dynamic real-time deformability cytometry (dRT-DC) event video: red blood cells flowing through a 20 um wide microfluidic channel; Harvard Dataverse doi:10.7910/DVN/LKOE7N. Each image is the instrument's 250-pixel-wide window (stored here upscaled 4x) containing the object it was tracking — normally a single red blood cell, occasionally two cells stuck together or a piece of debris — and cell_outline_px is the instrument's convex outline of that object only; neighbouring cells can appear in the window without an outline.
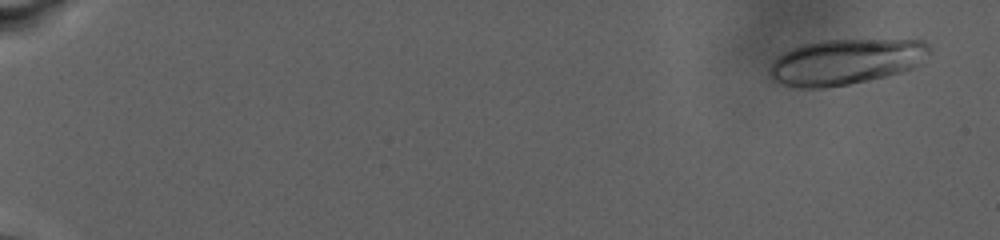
{"species": "human", "species_latin": "Homo sapiens", "temperature_condition": "warm", "stored_images_in_passage": 25, "camera_frame_rate_fps": 3000, "um_per_image_px": 0.085, "donor": {"sex": "male"}, "frame": {"image": 1, "passage_image": 1, "time_ms": 0.0, "image_size_px": [1000, 240], "cell_outline_px": [[932, 48], [924, 64], [904, 72], [868, 80], [848, 84], [824, 88], [796, 88], [772, 80], [768, 76], [768, 68], [780, 56], [792, 48], [804, 44], [820, 40], [924, 40]], "centroid_in_image_um": [71.95, 5.26], "position_along_channel_um": 13.0, "area_um2": 42.89}}